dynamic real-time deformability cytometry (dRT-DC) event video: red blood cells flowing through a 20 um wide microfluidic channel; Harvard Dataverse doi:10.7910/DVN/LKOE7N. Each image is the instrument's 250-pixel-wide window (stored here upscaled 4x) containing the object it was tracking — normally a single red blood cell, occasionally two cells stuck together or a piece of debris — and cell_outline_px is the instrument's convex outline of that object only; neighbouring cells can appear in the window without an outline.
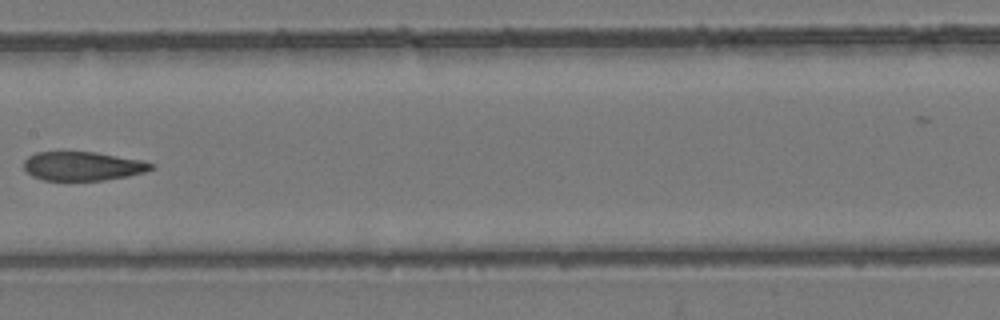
{"species": "common noctule bat (a hibernating species)", "species_latin": "Nyctalus noctula", "temperature_condition": "room temperature", "stored_images_in_passage": 9, "camera_frame_rate_fps": 3000, "um_per_image_px": 0.085, "animal": {"sex": "female", "body_mass_g": 24.6, "forearm_length_mm": 56.2}, "frame": {"image": 1, "passage_image": 8, "time_ms": 8.0, "image_size_px": [1000, 320], "cell_outline_px": [[156, 168], [144, 172], [128, 176], [104, 180], [44, 180], [32, 176], [24, 168], [24, 160], [28, 156], [36, 152], [96, 152], [144, 160], [156, 164]], "centroid_in_image_um": [7.08, 14.11], "position_along_channel_um": 200.3, "area_um2": 21.62}}
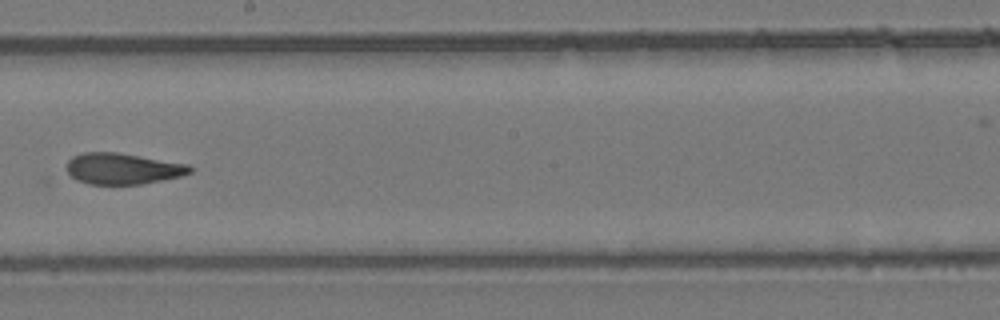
{"frame": {"image": 2, "passage_image": 9, "time_ms": 9.0, "image_size_px": [1000, 320], "cell_outline_px": [[192, 172], [180, 176], [140, 184], [88, 184], [76, 180], [68, 172], [68, 160], [72, 156], [84, 152], [116, 152], [188, 164], [192, 168]], "centroid_in_image_um": [10.41, 14.33], "position_along_channel_um": 237.8, "area_um2": 22.14}}